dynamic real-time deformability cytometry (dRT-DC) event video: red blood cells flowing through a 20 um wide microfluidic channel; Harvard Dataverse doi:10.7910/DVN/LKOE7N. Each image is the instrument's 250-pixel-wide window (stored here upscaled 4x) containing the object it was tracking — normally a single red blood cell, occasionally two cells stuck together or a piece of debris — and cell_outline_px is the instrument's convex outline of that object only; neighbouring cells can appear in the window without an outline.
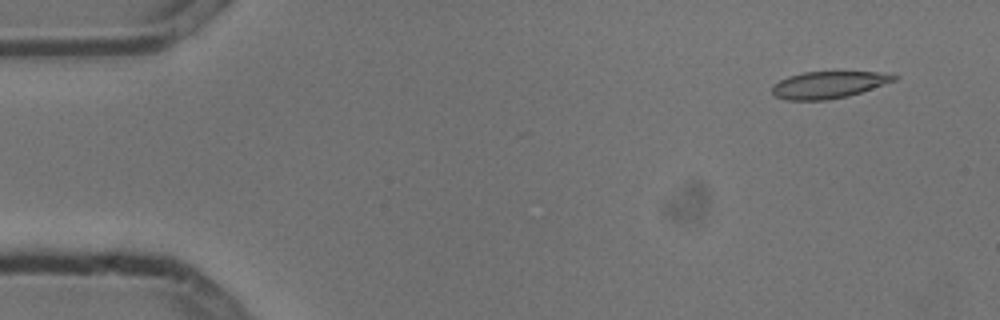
{"species": "common noctule bat (a hibernating species)", "species_latin": "Nyctalus noctula", "temperature_condition": "cold", "stored_images_in_passage": 7, "camera_frame_rate_fps": 3000, "um_per_image_px": 0.085, "animal": {"sex": "male", "body_mass_g": 13.3}, "frame": {"image": 1, "passage_image": 2, "time_ms": 0.333, "image_size_px": [1000, 320], "cell_outline_px": [[900, 76], [896, 80], [848, 96], [828, 100], [788, 100], [776, 96], [772, 92], [772, 84], [788, 76], [804, 72], [876, 72]], "centroid_in_image_um": [70.39, 7.21], "position_along_channel_um": 14.6, "area_um2": 18.96}}
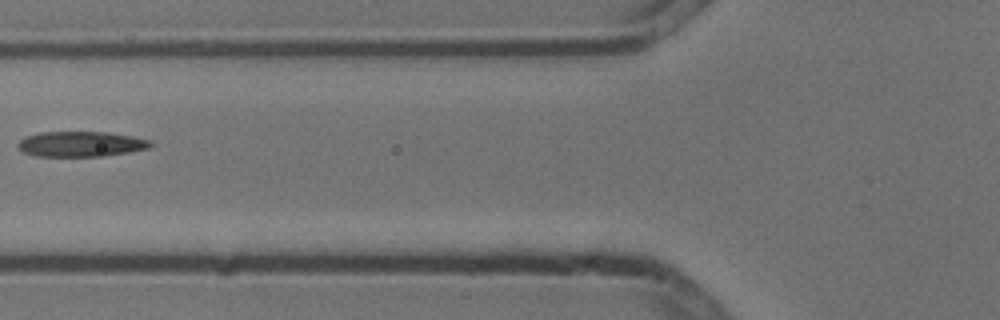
{"frame": {"image": 2, "passage_image": 6, "time_ms": 1.667, "image_size_px": [1000, 320], "cell_outline_px": [[152, 144], [148, 148], [128, 152], [104, 156], [36, 156], [24, 152], [16, 144], [24, 136], [40, 132], [108, 132], [132, 136], [152, 140]], "centroid_in_image_um": [6.87, 12.23], "position_along_channel_um": 118.9, "area_um2": 19.54}}
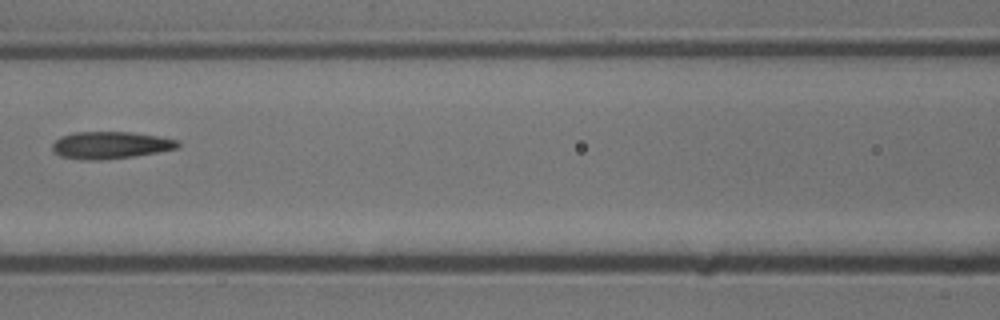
{"frame": {"image": 3, "passage_image": 7, "time_ms": 2.0, "image_size_px": [1000, 320], "cell_outline_px": [[180, 148], [136, 156], [100, 160], [88, 160], [60, 156], [52, 152], [52, 144], [60, 136], [72, 132], [132, 132], [180, 140]], "centroid_in_image_um": [9.39, 12.34], "position_along_channel_um": 157.2, "area_um2": 20.06}}